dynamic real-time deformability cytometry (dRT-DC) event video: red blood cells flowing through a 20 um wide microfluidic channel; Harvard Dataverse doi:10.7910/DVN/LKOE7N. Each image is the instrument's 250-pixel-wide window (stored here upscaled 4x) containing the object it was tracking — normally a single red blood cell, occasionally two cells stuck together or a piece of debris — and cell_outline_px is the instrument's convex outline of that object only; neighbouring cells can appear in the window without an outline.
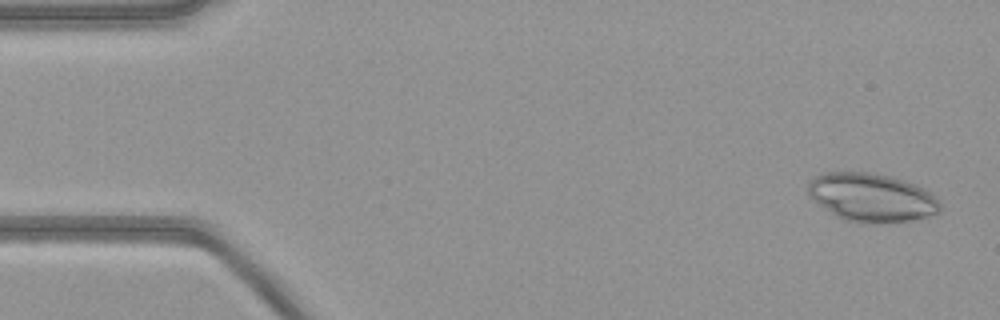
{"species": "common noctule bat (a hibernating species)", "species_latin": "Nyctalus noctula", "temperature_condition": "warm", "stored_images_in_passage": 52, "camera_frame_rate_fps": 3000, "um_per_image_px": 0.085, "animal": {"sex": "female", "body_mass_g": 21.9}, "frame": {"image": 1, "passage_image": 2, "time_ms": 0.333, "image_size_px": [1000, 320], "cell_outline_px": [[940, 212], [912, 220], [880, 224], [860, 224], [844, 220], [836, 216], [808, 196], [808, 180], [824, 172], [868, 172], [888, 176], [916, 184], [932, 192], [940, 204]], "centroid_in_image_um": [74.08, 16.8], "position_along_channel_um": 10.9, "area_um2": 37.57}}
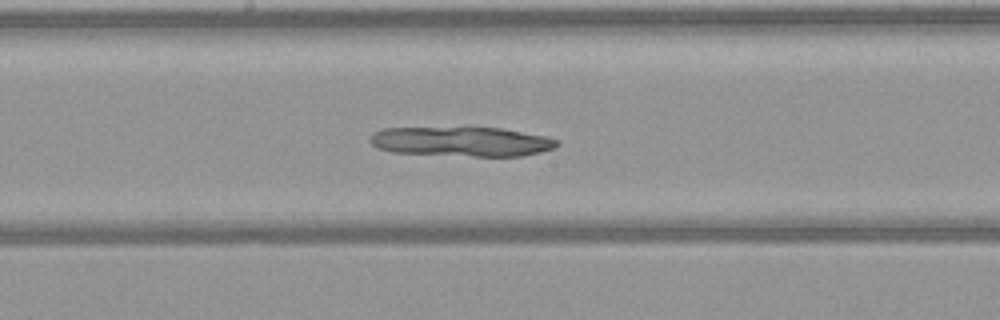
{"frame": {"image": 2, "passage_image": 27, "time_ms": 8.667, "image_size_px": [1000, 320], "cell_outline_px": [[560, 144], [556, 148], [540, 152], [520, 156], [472, 156], [392, 152], [376, 148], [368, 140], [372, 132], [384, 128], [464, 124], [500, 128], [544, 136], [556, 140]], "centroid_in_image_um": [39.15, 11.98], "position_along_channel_um": 209.1, "area_um2": 33.76}}
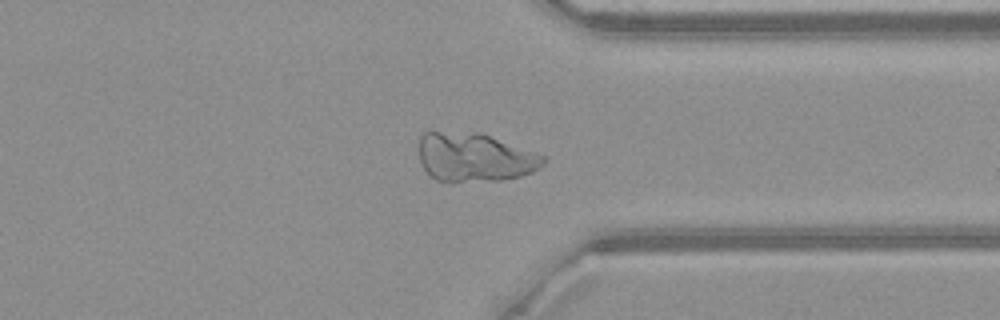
{"frame": {"image": 3, "passage_image": 40, "time_ms": 13.0, "image_size_px": [1000, 320], "cell_outline_px": [[548, 160], [540, 168], [532, 172], [520, 176], [504, 180], [436, 180], [420, 164], [420, 136], [424, 132], [480, 132], [536, 152], [544, 156]], "centroid_in_image_um": [40.39, 13.35], "position_along_channel_um": 371.0, "area_um2": 35.08}}